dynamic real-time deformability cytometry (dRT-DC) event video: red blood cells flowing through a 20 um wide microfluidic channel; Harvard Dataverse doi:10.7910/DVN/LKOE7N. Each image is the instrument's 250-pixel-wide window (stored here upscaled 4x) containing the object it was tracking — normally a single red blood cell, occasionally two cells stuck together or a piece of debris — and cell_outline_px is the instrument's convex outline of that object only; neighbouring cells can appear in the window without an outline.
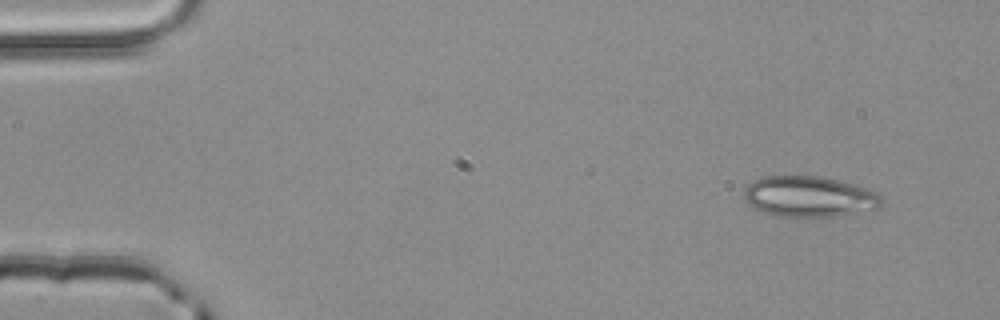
{"species": "common noctule bat (a hibernating species)", "species_latin": "Nyctalus noctula", "temperature_condition": "room temperature", "stored_images_in_passage": 4, "camera_frame_rate_fps": 3000, "um_per_image_px": 0.085, "animal": {"sex": "male", "body_mass_g": 20.4}, "frame": {"image": 1, "passage_image": 1, "time_ms": 0.0, "image_size_px": [1000, 320], "cell_outline_px": [[884, 204], [880, 208], [836, 216], [776, 216], [752, 208], [748, 204], [744, 196], [744, 188], [748, 184], [764, 176], [824, 176], [868, 188], [876, 192], [884, 200]], "centroid_in_image_um": [68.81, 16.7], "position_along_channel_um": 16.2, "area_um2": 32.83}}